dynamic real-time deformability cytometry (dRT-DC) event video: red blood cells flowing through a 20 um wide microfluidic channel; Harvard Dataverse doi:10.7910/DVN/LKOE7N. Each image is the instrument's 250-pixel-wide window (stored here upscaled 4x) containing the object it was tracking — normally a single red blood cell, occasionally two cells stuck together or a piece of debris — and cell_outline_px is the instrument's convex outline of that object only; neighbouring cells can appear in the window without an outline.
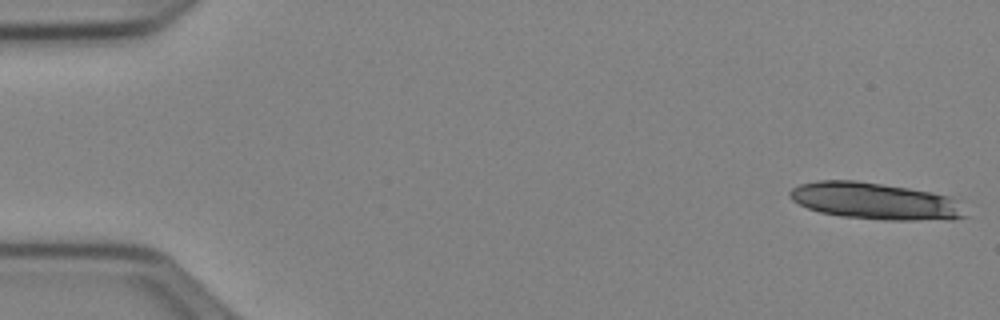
{"species": "Egyptian fruit bat (a non-hibernating species)", "species_latin": "Rousettus aegyptiacus", "temperature_condition": "cold", "stored_images_in_passage": 15, "camera_frame_rate_fps": 3000, "um_per_image_px": 0.085, "animal": {"sex": "female"}, "frame": {"image": 1, "passage_image": 1, "time_ms": 0.0, "image_size_px": [1000, 320], "cell_outline_px": [[972, 216], [952, 220], [884, 220], [840, 216], [820, 212], [808, 208], [792, 200], [788, 196], [788, 192], [792, 188], [800, 184], [816, 180], [856, 180], [908, 188], [932, 192], [948, 196]], "centroid_in_image_um": [74.4, 17.1], "position_along_channel_um": 10.6, "area_um2": 37.8}}